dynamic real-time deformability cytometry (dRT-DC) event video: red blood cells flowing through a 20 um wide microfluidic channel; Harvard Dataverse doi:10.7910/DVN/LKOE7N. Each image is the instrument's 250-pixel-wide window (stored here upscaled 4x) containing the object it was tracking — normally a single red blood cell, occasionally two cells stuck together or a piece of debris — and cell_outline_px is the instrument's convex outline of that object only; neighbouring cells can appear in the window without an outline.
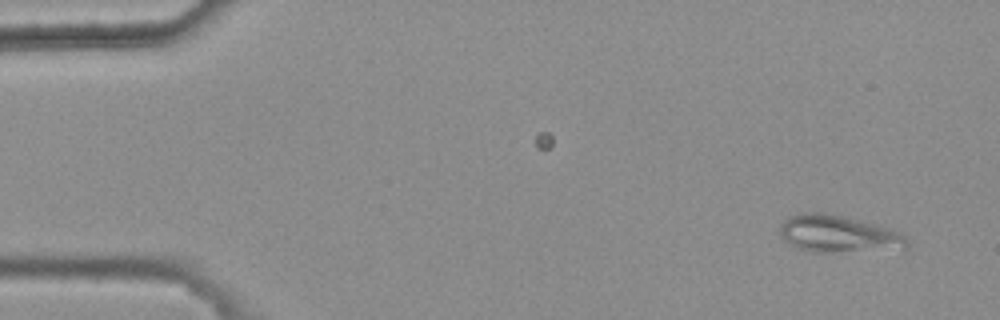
{"species": "common noctule bat (a hibernating species)", "species_latin": "Nyctalus noctula", "temperature_condition": "warm", "stored_images_in_passage": 5, "camera_frame_rate_fps": 3000, "um_per_image_px": 0.085, "animal": {"sex": "female", "body_mass_g": 25.1}, "frame": {"image": 1, "passage_image": 1, "time_ms": 0.0, "image_size_px": [1000, 320], "cell_outline_px": [[908, 248], [904, 252], [816, 252], [800, 248], [784, 240], [780, 236], [780, 228], [784, 220], [788, 216], [804, 212], [820, 212], [844, 216], [892, 228], [900, 232], [908, 240]], "centroid_in_image_um": [71.41, 19.92], "position_along_channel_um": 13.6, "area_um2": 28.38}}